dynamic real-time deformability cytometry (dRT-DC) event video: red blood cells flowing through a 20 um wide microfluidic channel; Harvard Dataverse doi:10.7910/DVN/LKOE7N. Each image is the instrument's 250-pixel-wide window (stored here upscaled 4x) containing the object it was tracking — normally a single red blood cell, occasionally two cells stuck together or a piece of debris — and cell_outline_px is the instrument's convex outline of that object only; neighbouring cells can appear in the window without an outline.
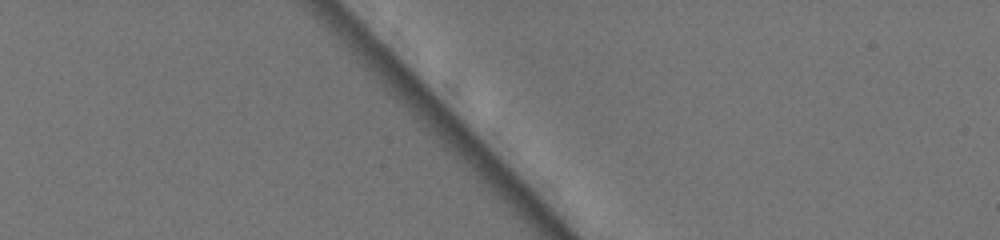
{"species": "common noctule bat (a hibernating species)", "species_latin": "Nyctalus noctula", "temperature_condition": "warm", "stored_images_in_passage": 3, "camera_frame_rate_fps": 3000, "um_per_image_px": 0.085, "animal": {"sex": "female", "body_mass_g": 19.5, "forearm_length_mm": 54.1}, "frame": {"image": 1, "passage_image": 2, "time_ms": 0.333, "image_size_px": [1000, 240], "cell_outline_px": [[600, 100], [588, 100], [568, 80], [528, 36], [532, 32], [536, 32], [552, 40], [568, 52], [596, 80]], "centroid_in_image_um": [48.26, 5.64], "position_along_channel_um": 36.7, "area_um2": 11.1}}